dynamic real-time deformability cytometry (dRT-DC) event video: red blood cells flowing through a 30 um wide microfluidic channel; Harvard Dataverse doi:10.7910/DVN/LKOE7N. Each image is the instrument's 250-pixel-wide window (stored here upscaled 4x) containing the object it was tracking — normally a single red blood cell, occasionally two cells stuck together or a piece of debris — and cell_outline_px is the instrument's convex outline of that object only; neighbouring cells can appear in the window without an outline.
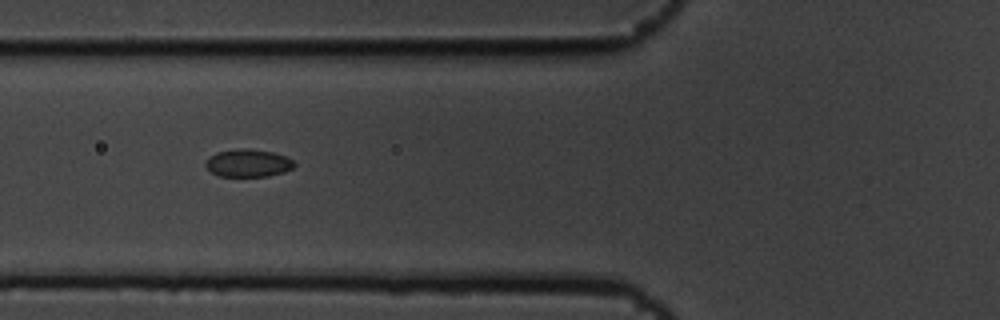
{"species": "common noctule bat (a hibernating species)", "species_latin": "Nyctalus noctula", "temperature_condition": "cold", "stored_images_in_passage": 14, "camera_frame_rate_fps": 3000, "um_per_image_px": 0.085, "animal": {"sex": "male", "body_mass_g": 19.5, "forearm_length_mm": 54.6}, "frame": {"image": 1, "passage_image": 5, "time_ms": 1.333, "image_size_px": [1000, 320], "cell_outline_px": [[296, 164], [292, 168], [284, 172], [268, 176], [220, 176], [212, 172], [204, 164], [216, 152], [240, 148], [248, 148], [272, 152], [284, 156], [292, 160]], "centroid_in_image_um": [21.11, 13.86], "position_along_channel_um": 104.7, "area_um2": 14.1}}
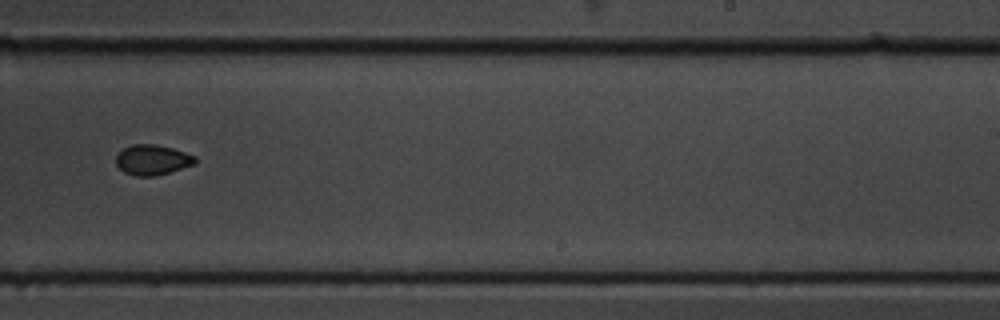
{"frame": {"image": 2, "passage_image": 9, "time_ms": 2.667, "image_size_px": [1000, 320], "cell_outline_px": [[196, 164], [156, 176], [136, 176], [124, 172], [116, 164], [116, 156], [124, 148], [132, 144], [156, 144], [172, 148], [196, 156]], "centroid_in_image_um": [12.97, 13.59], "position_along_channel_um": 276.0, "area_um2": 13.93}}
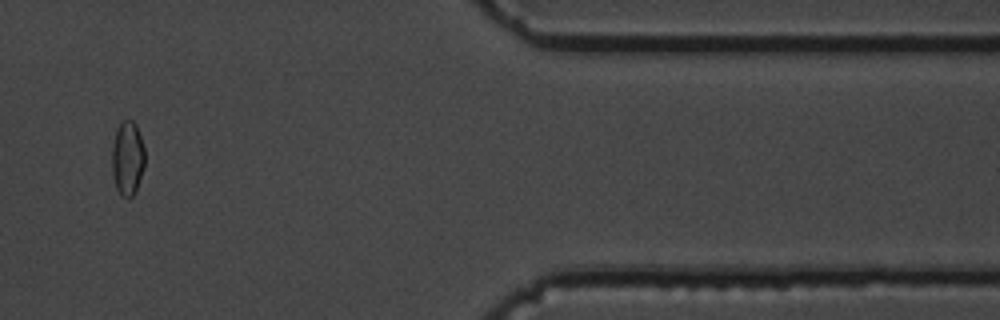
{"frame": {"image": 3, "passage_image": 12, "time_ms": 3.667, "image_size_px": [1000, 320], "cell_outline_px": [[144, 168], [136, 192], [128, 200], [116, 188], [112, 172], [112, 148], [116, 132], [120, 120], [132, 120], [136, 124], [144, 148]], "centroid_in_image_um": [10.84, 13.46], "position_along_channel_um": 400.6, "area_um2": 14.28}}